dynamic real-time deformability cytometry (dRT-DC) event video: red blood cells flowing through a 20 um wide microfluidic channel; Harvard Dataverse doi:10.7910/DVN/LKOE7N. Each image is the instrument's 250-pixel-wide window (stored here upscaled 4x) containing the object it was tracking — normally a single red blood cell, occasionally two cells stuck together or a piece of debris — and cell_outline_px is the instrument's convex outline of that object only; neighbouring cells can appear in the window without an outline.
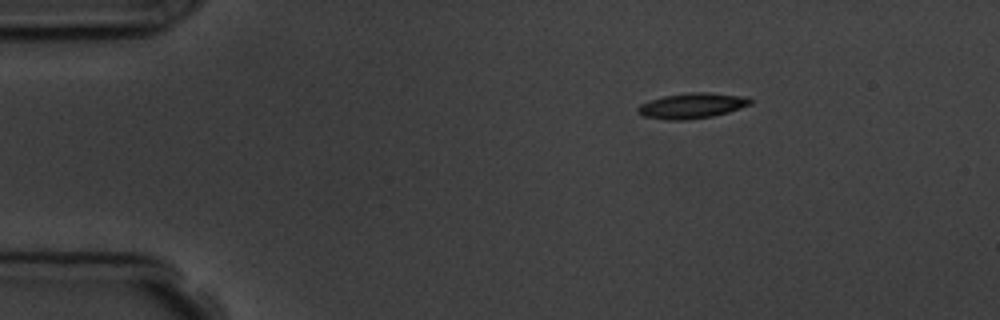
{"species": "common noctule bat (a hibernating species)", "species_latin": "Nyctalus noctula", "temperature_condition": "room temperature", "stored_images_in_passage": 2, "camera_frame_rate_fps": 3000, "um_per_image_px": 0.085, "animal": {"sex": "male", "body_mass_g": 19.5, "forearm_length_mm": 54.6}, "frame": {"image": 1, "passage_image": 1, "time_ms": 0.0, "image_size_px": [1000, 320], "cell_outline_px": [[752, 104], [728, 112], [712, 116], [688, 120], [668, 120], [644, 116], [636, 112], [636, 108], [640, 104], [664, 96], [688, 92], [708, 92], [748, 96], [752, 100]], "centroid_in_image_um": [58.84, 8.98], "position_along_channel_um": 26.2, "area_um2": 16.76}}